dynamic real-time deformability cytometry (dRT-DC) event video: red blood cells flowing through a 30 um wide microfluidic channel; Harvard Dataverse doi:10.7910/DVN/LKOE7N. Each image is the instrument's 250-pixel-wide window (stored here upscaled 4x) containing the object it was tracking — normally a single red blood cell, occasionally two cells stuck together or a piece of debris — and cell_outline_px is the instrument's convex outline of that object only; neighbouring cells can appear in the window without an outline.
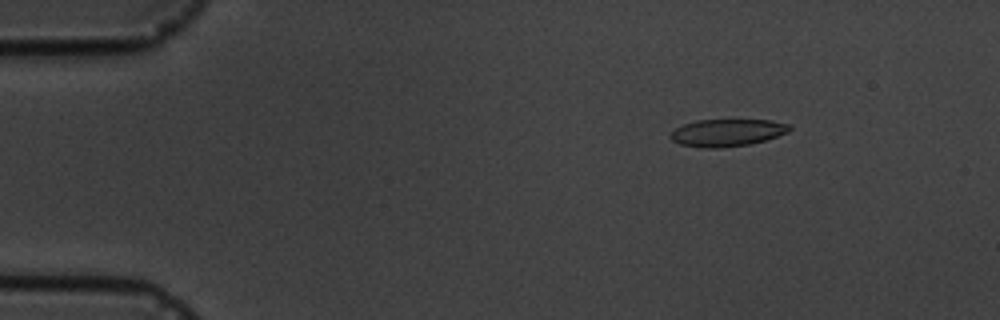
{"species": "common noctule bat (a hibernating species)", "species_latin": "Nyctalus noctula", "temperature_condition": "cold", "stored_images_in_passage": 17, "camera_frame_rate_fps": 3000, "um_per_image_px": 0.085, "animal": {"sex": "male", "body_mass_g": 19.5, "forearm_length_mm": 54.6}, "frame": {"image": 1, "passage_image": 3, "time_ms": 2.333, "image_size_px": [1000, 320], "cell_outline_px": [[792, 128], [788, 132], [764, 140], [748, 144], [720, 148], [704, 148], [680, 144], [672, 140], [668, 136], [676, 128], [684, 124], [696, 120], [772, 120], [792, 124]], "centroid_in_image_um": [61.82, 11.27], "position_along_channel_um": 23.2, "area_um2": 18.9}}
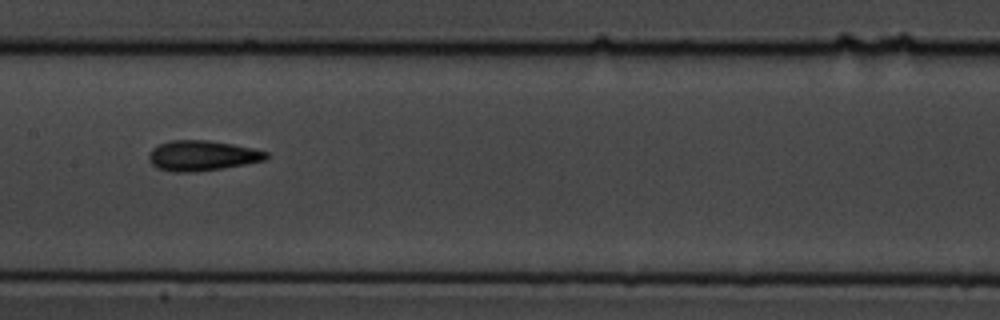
{"frame": {"image": 2, "passage_image": 9, "time_ms": 9.0, "image_size_px": [1000, 320], "cell_outline_px": [[268, 156], [264, 160], [244, 164], [220, 168], [192, 172], [172, 172], [156, 168], [152, 164], [148, 156], [148, 152], [152, 148], [160, 144], [172, 140], [208, 140], [232, 144], [252, 148], [268, 152]], "centroid_in_image_um": [17.13, 13.22], "position_along_channel_um": 190.3, "area_um2": 20.52}}
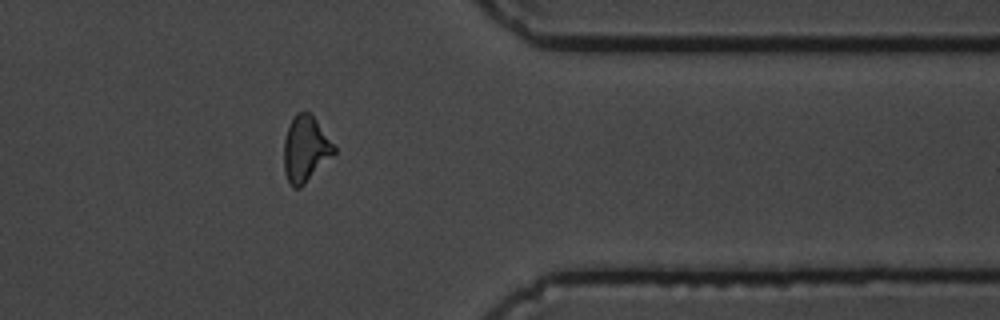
{"frame": {"image": 3, "passage_image": 14, "time_ms": 14.667, "image_size_px": [1000, 320], "cell_outline_px": [[336, 152], [300, 188], [292, 188], [284, 172], [284, 140], [292, 116], [296, 112], [308, 112], [316, 120], [336, 148]], "centroid_in_image_um": [25.94, 12.66], "position_along_channel_um": 385.5, "area_um2": 19.02}, "authors_computed_cell_mechanics": {"area_um2": 18.9006, "velocity_mm_per_s": 3.6723, "shape_relaxation_time_tau1_ms": 5.0561, "shape_relaxation_time_tau2_ms": 1.0193, "deformation_change_tau1": 0.1371, "deformation_change_tau2": 0.0756}}